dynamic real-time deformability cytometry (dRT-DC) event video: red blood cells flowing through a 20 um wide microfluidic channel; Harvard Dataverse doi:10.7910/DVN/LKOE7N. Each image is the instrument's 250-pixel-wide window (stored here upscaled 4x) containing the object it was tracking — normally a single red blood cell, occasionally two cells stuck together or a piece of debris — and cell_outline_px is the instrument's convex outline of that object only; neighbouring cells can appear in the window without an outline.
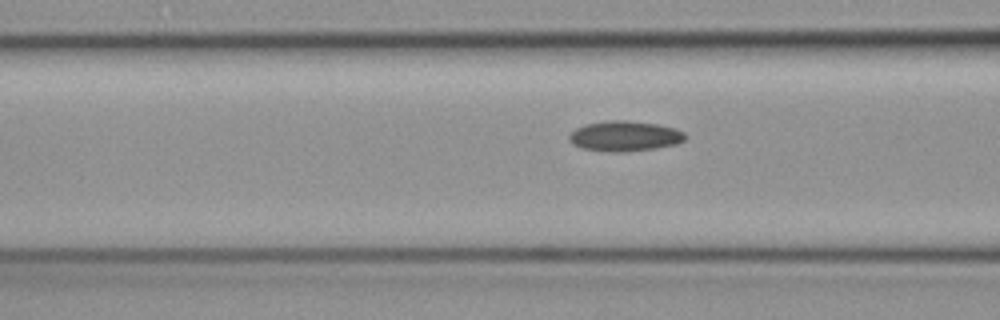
{"species": "common noctule bat (a hibernating species)", "species_latin": "Nyctalus noctula", "temperature_condition": "cold", "stored_images_in_passage": 20, "camera_frame_rate_fps": 3000, "um_per_image_px": 0.085, "animal": {"sex": "female", "body_mass_g": 19.3, "forearm_length_mm": 54.1}, "frame": {"image": 1, "passage_image": 17, "time_ms": 5.333, "image_size_px": [1000, 320], "cell_outline_px": [[684, 140], [676, 144], [656, 148], [624, 152], [612, 152], [580, 148], [572, 144], [568, 140], [568, 136], [576, 128], [584, 124], [608, 120], [624, 120], [656, 124], [676, 128], [684, 132]], "centroid_in_image_um": [53.06, 11.57], "position_along_channel_um": 113.5, "area_um2": 20.52}}